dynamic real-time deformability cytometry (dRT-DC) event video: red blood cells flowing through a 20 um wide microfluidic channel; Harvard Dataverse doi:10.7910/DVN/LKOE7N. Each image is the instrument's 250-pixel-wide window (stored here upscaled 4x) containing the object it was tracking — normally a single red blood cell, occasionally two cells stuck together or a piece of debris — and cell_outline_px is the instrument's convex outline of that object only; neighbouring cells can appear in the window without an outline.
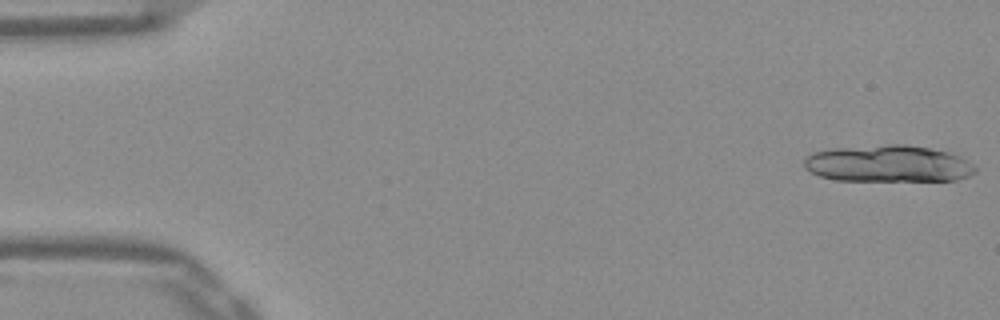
{"species": "Egyptian fruit bat (a non-hibernating species)", "species_latin": "Rousettus aegyptiacus", "temperature_condition": "warm", "stored_images_in_passage": 13, "camera_frame_rate_fps": 3000, "um_per_image_px": 0.085, "frame": {"image": 1, "passage_image": 1, "time_ms": 0.0, "image_size_px": [1000, 320], "cell_outline_px": [[976, 172], [968, 176], [956, 180], [836, 180], [820, 176], [804, 168], [804, 160], [812, 152], [832, 148], [888, 144], [908, 144], [948, 152], [960, 156], [972, 164], [976, 168]], "centroid_in_image_um": [75.48, 13.9], "position_along_channel_um": 9.5, "area_um2": 36.65}}